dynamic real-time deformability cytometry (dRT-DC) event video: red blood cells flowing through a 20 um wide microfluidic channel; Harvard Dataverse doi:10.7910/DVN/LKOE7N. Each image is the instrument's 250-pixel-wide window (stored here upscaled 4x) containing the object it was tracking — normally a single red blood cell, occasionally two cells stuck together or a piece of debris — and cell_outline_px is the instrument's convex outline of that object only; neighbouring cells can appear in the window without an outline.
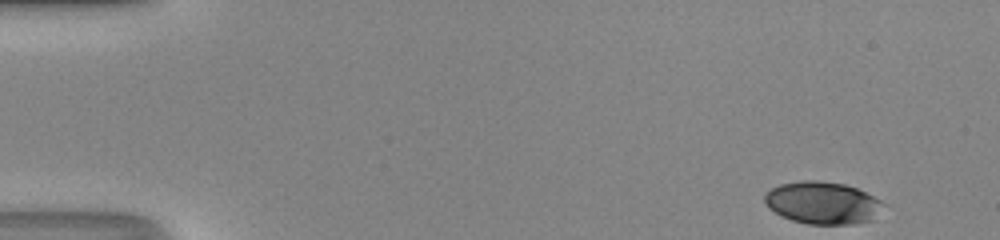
{"species": "human", "species_latin": "Homo sapiens", "temperature_condition": "room temperature", "stored_images_in_passage": 47, "camera_frame_rate_fps": 3000, "um_per_image_px": 0.085, "donor": {"sex": "male"}, "frame": {"image": 1, "passage_image": 1, "time_ms": 0.0, "image_size_px": [1000, 240], "cell_outline_px": [[888, 204], [872, 220], [856, 224], [808, 224], [792, 220], [768, 208], [764, 204], [764, 196], [772, 188], [780, 184], [800, 180], [816, 180], [844, 184], [856, 188]], "centroid_in_image_um": [69.94, 17.24], "position_along_channel_um": 15.1, "area_um2": 29.36}}
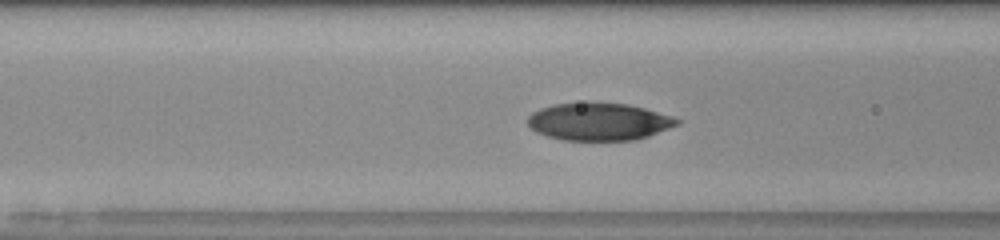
{"frame": {"image": 2, "passage_image": 18, "time_ms": 5.667, "image_size_px": [1000, 240], "cell_outline_px": [[680, 124], [648, 136], [636, 140], [564, 140], [548, 136], [536, 132], [528, 124], [528, 116], [532, 112], [540, 108], [552, 104], [588, 100], [628, 104], [644, 108], [672, 116], [680, 120]], "centroid_in_image_um": [50.89, 10.3], "position_along_channel_um": 115.7, "area_um2": 33.23}}
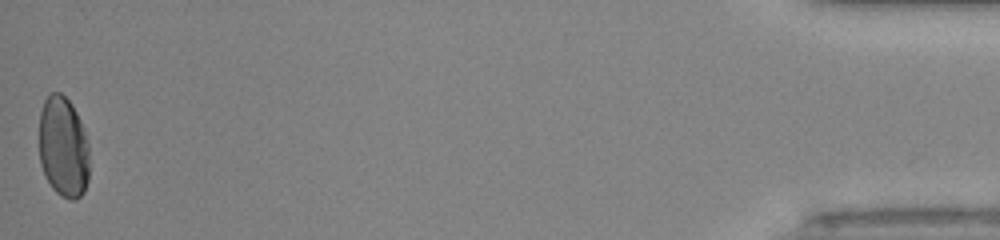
{"frame": {"image": 3, "passage_image": 47, "time_ms": 15.333, "image_size_px": [1000, 240], "cell_outline_px": [[88, 180], [84, 192], [76, 200], [68, 200], [60, 196], [52, 188], [40, 164], [40, 112], [44, 100], [52, 92], [60, 92], [72, 104], [80, 120], [88, 144]], "centroid_in_image_um": [5.38, 12.52], "position_along_channel_um": 429.8, "area_um2": 29.54}, "authors_computed_cell_mechanics": {"area_um2": 32.657, "velocity_mm_per_s": 4.2252, "shape_relaxation_time_tau1_ms": 4.4378, "shape_relaxation_time_tau2_ms": 1.0854, "deformation_change_tau1": 0.1712, "deformation_change_tau2": 0.0337}}